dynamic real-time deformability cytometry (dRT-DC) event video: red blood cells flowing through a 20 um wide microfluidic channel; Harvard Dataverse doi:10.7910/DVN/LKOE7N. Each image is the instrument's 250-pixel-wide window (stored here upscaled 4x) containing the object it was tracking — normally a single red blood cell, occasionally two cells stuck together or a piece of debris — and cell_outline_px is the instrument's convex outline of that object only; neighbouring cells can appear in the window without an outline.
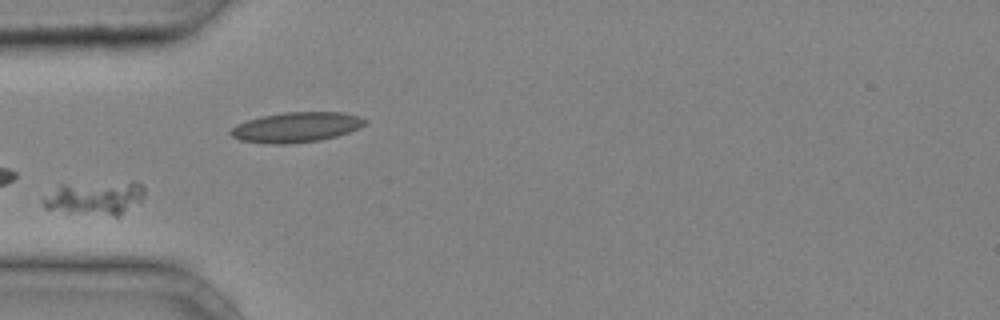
{"species": "common noctule bat (a hibernating species)", "species_latin": "Nyctalus noctula", "temperature_condition": "cold", "stored_images_in_passage": 9, "camera_frame_rate_fps": 3000, "um_per_image_px": 0.085, "animal": {"sex": "male", "body_mass_g": 20.4}, "frame": {"image": 1, "passage_image": 1, "time_ms": 0.0, "image_size_px": [1000, 320], "cell_outline_px": [[144, 192], [140, 200], [120, 216], [112, 216], [68, 212], [44, 208], [44, 200], [60, 184], [132, 180], [140, 184], [144, 188]], "centroid_in_image_um": [8.13, 16.8], "position_along_channel_um": 76.9, "area_um2": 19.88}}